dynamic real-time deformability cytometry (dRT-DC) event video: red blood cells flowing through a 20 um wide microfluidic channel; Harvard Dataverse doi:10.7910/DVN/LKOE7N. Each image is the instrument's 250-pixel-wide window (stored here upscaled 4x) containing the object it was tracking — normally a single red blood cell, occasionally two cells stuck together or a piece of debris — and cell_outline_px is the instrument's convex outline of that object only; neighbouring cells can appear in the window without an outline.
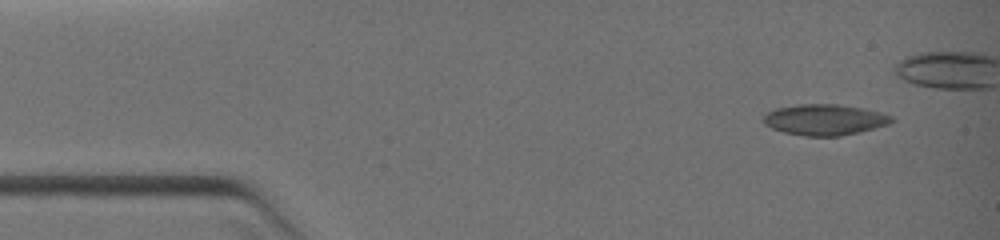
{"species": "common noctule bat (a hibernating species)", "species_latin": "Nyctalus noctula", "temperature_condition": "warm", "stored_images_in_passage": 4, "camera_frame_rate_fps": 3000, "um_per_image_px": 0.085, "animal": {"sex": "female", "body_mass_g": 19.0, "forearm_length_mm": 51.5}, "frame": {"image": 1, "passage_image": 1, "time_ms": 0.0, "image_size_px": [1000, 240], "cell_outline_px": [[892, 120], [888, 124], [840, 136], [804, 136], [784, 132], [772, 128], [764, 124], [764, 116], [768, 112], [776, 108], [796, 104], [836, 104], [864, 108], [880, 112], [892, 116]], "centroid_in_image_um": [70.06, 10.16], "position_along_channel_um": 14.9, "area_um2": 22.83}}
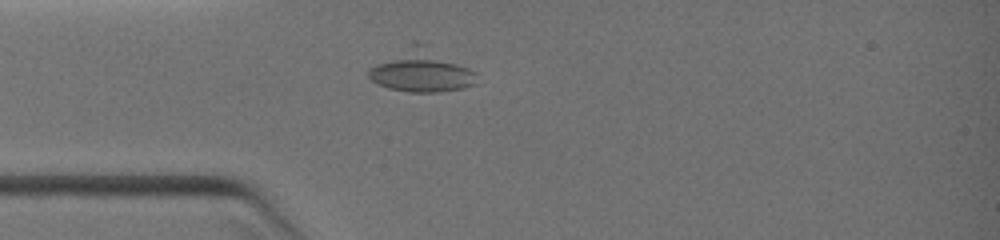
{"frame": {"image": 2, "passage_image": 4, "time_ms": 3.333, "image_size_px": [1000, 240], "cell_outline_px": [[476, 84], [464, 88], [436, 92], [408, 92], [388, 88], [372, 80], [368, 76], [368, 68], [412, 40], [416, 40], [428, 44], [476, 72]], "centroid_in_image_um": [35.8, 5.97], "position_along_channel_um": 49.2, "area_um2": 27.17}}